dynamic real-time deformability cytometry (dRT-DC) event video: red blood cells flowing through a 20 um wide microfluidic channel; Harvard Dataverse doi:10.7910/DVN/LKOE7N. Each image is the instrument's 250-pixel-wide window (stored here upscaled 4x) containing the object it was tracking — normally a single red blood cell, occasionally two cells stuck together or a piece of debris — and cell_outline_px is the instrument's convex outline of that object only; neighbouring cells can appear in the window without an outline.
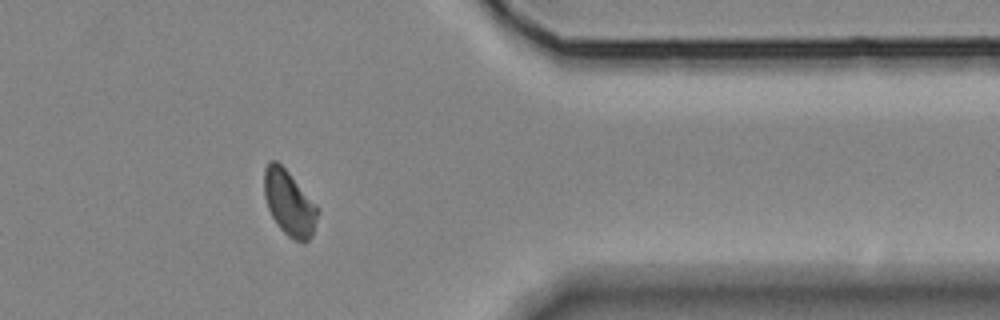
{"species": "Egyptian fruit bat (a non-hibernating species)", "species_latin": "Rousettus aegyptiacus", "temperature_condition": "room temperature", "stored_images_in_passage": 18, "segment_of_instrument_passage": [2, 2], "camera_frame_rate_fps": 3000, "um_per_image_px": 0.085, "animal": {"sex": "female"}, "frame": {"image": 1, "passage_image": 15, "time_ms": 19.0, "image_size_px": [1000, 320], "cell_outline_px": [[320, 212], [312, 236], [304, 244], [292, 240], [276, 224], [268, 208], [264, 196], [264, 168], [272, 160], [276, 160], [288, 172], [320, 208]], "centroid_in_image_um": [24.61, 17.31], "position_along_channel_um": 386.8, "area_um2": 20.52}}
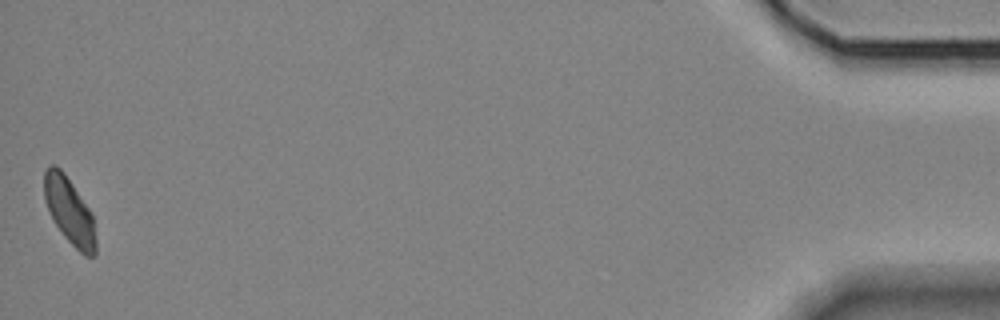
{"frame": {"image": 2, "passage_image": 18, "time_ms": 22.333, "image_size_px": [1000, 320], "cell_outline_px": [[96, 256], [84, 256], [64, 236], [52, 220], [44, 200], [44, 172], [48, 164], [56, 164], [64, 172], [92, 212], [96, 240]], "centroid_in_image_um": [5.89, 17.91], "position_along_channel_um": 429.3, "area_um2": 20.23}}